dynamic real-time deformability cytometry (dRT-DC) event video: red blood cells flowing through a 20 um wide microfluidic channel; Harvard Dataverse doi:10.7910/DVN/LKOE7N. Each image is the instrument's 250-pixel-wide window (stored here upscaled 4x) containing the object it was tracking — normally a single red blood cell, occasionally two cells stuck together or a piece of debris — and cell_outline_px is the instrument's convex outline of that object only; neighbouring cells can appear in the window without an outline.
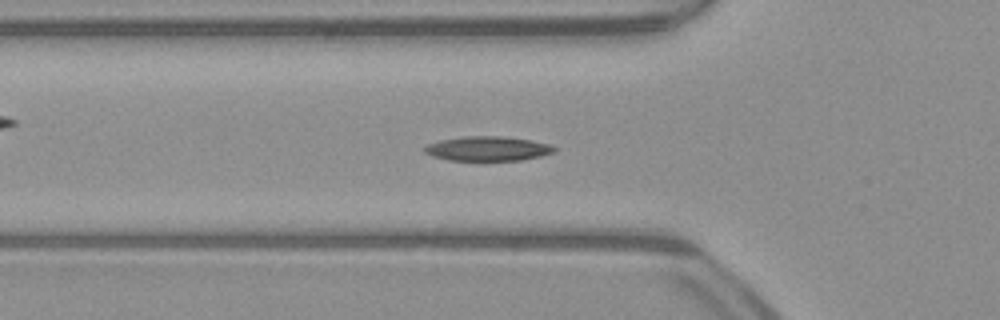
{"species": "common noctule bat (a hibernating species)", "species_latin": "Nyctalus noctula", "temperature_condition": "warm", "stored_images_in_passage": 52, "camera_frame_rate_fps": 3000, "um_per_image_px": 0.085, "animal": {"sex": "male", "body_mass_g": 23.1, "forearm_length_mm": 52.7}, "frame": {"image": 1, "passage_image": 17, "time_ms": 5.333, "image_size_px": [1000, 320], "cell_outline_px": [[556, 152], [540, 156], [520, 160], [480, 164], [448, 160], [432, 156], [424, 152], [424, 148], [428, 144], [440, 140], [464, 136], [500, 136], [532, 140], [548, 144], [556, 148]], "centroid_in_image_um": [41.43, 12.69], "position_along_channel_um": 84.4, "area_um2": 19.48}}
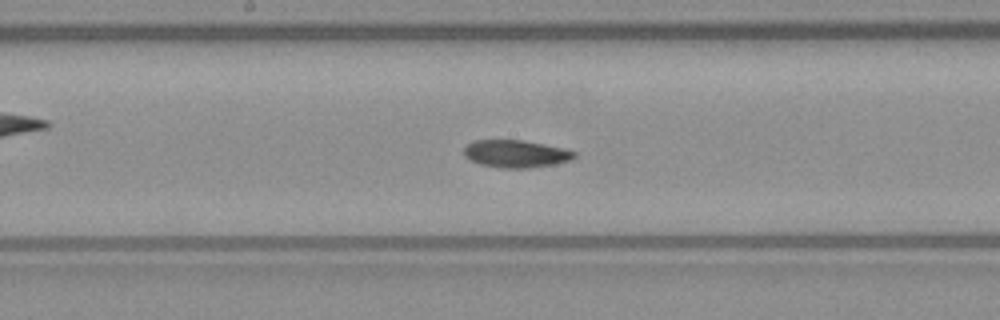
{"frame": {"image": 2, "passage_image": 26, "time_ms": 8.333, "image_size_px": [1000, 320], "cell_outline_px": [[576, 156], [572, 160], [556, 164], [528, 168], [500, 168], [480, 164], [464, 156], [464, 148], [472, 140], [520, 140], [568, 148], [576, 152]], "centroid_in_image_um": [43.89, 13.07], "position_along_channel_um": 204.3, "area_um2": 17.86}}
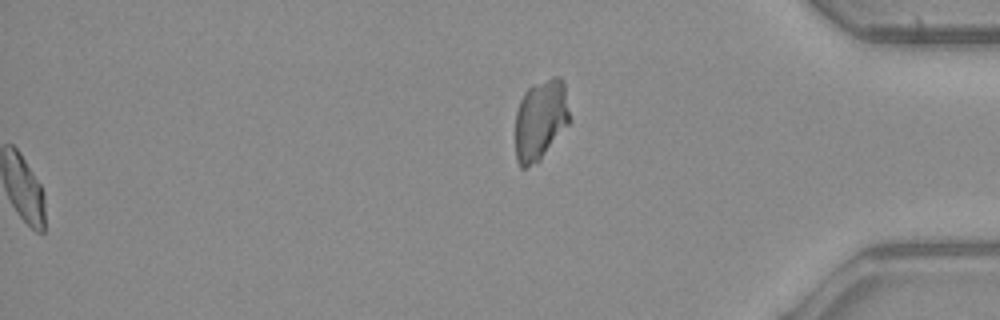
{"frame": {"image": 3, "passage_image": 52, "time_ms": 17.0, "image_size_px": [1000, 320], "cell_outline_px": [[572, 120], [540, 160], [536, 164], [524, 168], [520, 168], [516, 160], [516, 112], [520, 100], [524, 92], [528, 88], [552, 76], [560, 76], [564, 84]], "centroid_in_image_um": [45.96, 10.19], "position_along_channel_um": 389.2, "area_um2": 25.78}}